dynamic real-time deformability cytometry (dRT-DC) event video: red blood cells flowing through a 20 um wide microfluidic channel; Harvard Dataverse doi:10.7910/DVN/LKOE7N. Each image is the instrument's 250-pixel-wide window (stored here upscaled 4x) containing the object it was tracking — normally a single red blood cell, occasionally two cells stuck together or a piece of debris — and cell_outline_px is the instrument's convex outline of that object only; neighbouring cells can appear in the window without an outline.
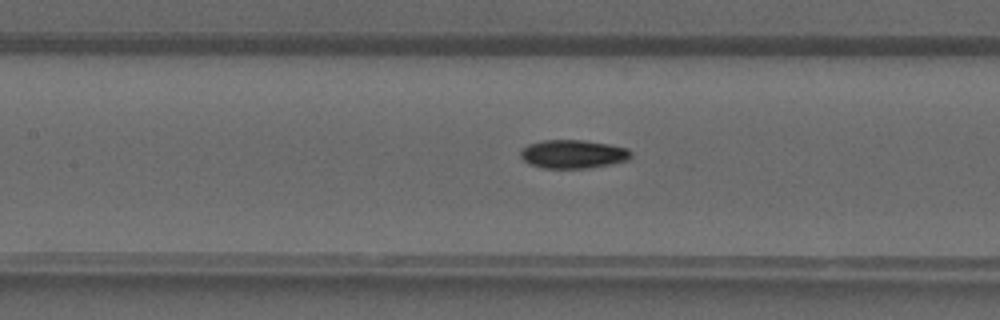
{"species": "common noctule bat (a hibernating species)", "species_latin": "Nyctalus noctula", "temperature_condition": "warm", "stored_images_in_passage": 23, "camera_frame_rate_fps": 3000, "um_per_image_px": 0.085, "animal": {"sex": "male", "forearm_length_mm": 52.5}, "frame": {"image": 1, "passage_image": 8, "time_ms": 2.333, "image_size_px": [1000, 320], "cell_outline_px": [[632, 156], [628, 160], [588, 168], [544, 168], [528, 164], [520, 156], [520, 152], [528, 144], [544, 140], [584, 140], [608, 144], [628, 148], [632, 152]], "centroid_in_image_um": [48.71, 13.09], "position_along_channel_um": 158.7, "area_um2": 18.32}}
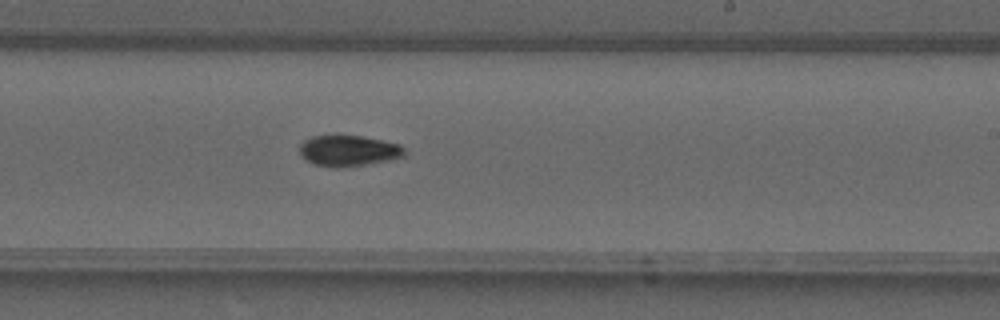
{"frame": {"image": 2, "passage_image": 14, "time_ms": 4.333, "image_size_px": [1000, 320], "cell_outline_px": [[404, 156], [388, 160], [368, 164], [340, 168], [336, 168], [312, 164], [304, 160], [300, 156], [300, 144], [304, 140], [312, 136], [360, 136], [400, 144], [404, 148]], "centroid_in_image_um": [29.57, 12.83], "position_along_channel_um": 259.4, "area_um2": 18.9}}
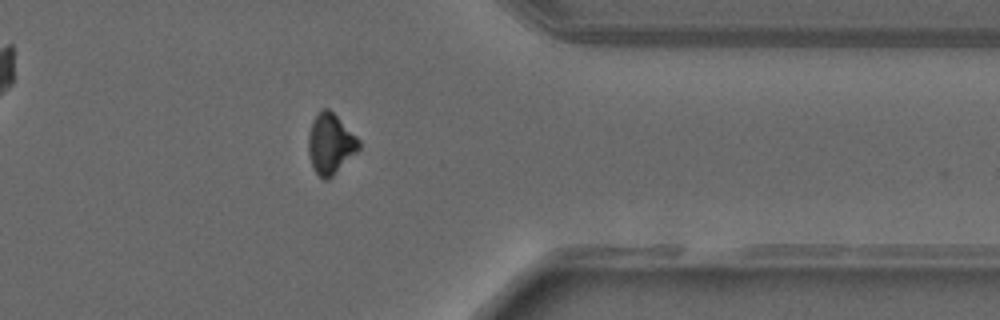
{"frame": {"image": 3, "passage_image": 22, "time_ms": 7.0, "image_size_px": [1000, 320], "cell_outline_px": [[360, 148], [328, 180], [324, 180], [312, 168], [308, 152], [308, 136], [312, 124], [316, 116], [324, 108], [328, 108], [360, 140]], "centroid_in_image_um": [28.08, 12.25], "position_along_channel_um": 383.3, "area_um2": 17.34}}